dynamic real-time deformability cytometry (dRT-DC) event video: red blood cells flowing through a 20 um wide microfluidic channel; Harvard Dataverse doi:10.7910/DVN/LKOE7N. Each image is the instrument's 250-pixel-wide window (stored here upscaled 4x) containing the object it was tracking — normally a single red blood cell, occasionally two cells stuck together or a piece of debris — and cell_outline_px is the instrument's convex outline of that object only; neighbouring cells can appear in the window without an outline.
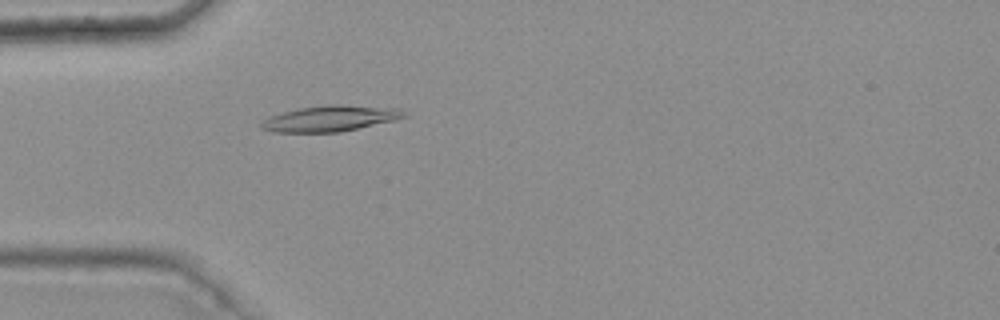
{"species": "common noctule bat (a hibernating species)", "species_latin": "Nyctalus noctula", "temperature_condition": "warm", "stored_images_in_passage": 38, "camera_frame_rate_fps": 3000, "um_per_image_px": 0.085, "animal": {"sex": "female", "body_mass_g": 25.1}, "frame": {"image": 1, "passage_image": 5, "time_ms": 1.333, "image_size_px": [1000, 320], "cell_outline_px": [[408, 116], [392, 120], [340, 132], [272, 132], [260, 128], [260, 124], [268, 116], [300, 108], [328, 104], [340, 104], [400, 108]], "centroid_in_image_um": [28.04, 10.06], "position_along_channel_um": 57.0, "area_um2": 21.39}}
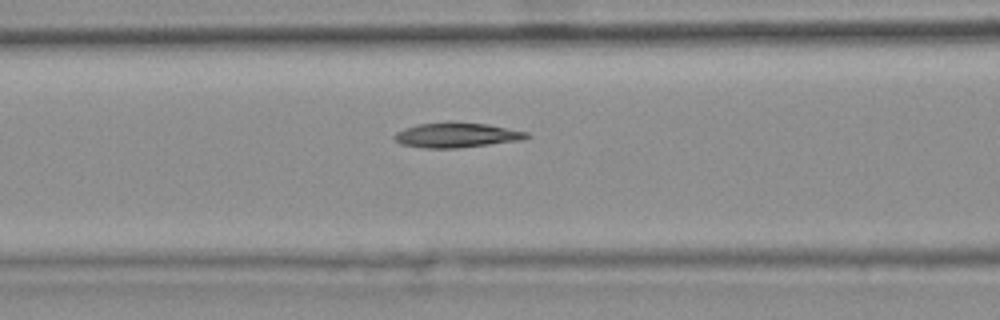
{"frame": {"image": 2, "passage_image": 11, "time_ms": 3.333, "image_size_px": [1000, 320], "cell_outline_px": [[532, 136], [524, 140], [456, 148], [424, 148], [400, 144], [392, 136], [396, 132], [404, 128], [416, 124], [448, 120], [488, 124], [528, 132]], "centroid_in_image_um": [38.81, 11.46], "position_along_channel_um": 127.8, "area_um2": 19.71}}
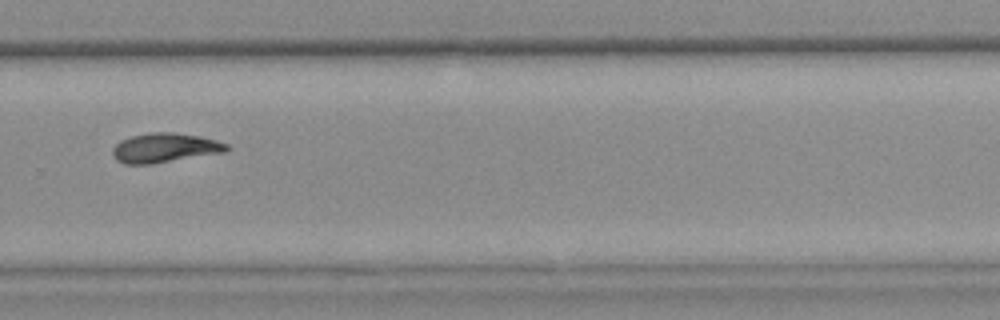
{"frame": {"image": 3, "passage_image": 26, "time_ms": 8.333, "image_size_px": [1000, 320], "cell_outline_px": [[232, 148], [228, 152], [152, 164], [124, 164], [116, 160], [112, 156], [112, 148], [120, 140], [132, 136], [152, 132], [172, 132], [200, 136], [216, 140], [228, 144]], "centroid_in_image_um": [14.04, 12.57], "position_along_channel_um": 315.8, "area_um2": 19.88}, "authors_computed_cell_mechanics": {"area_um2": 18.7561, "velocity_mm_per_s": 3.7738, "shape_relaxation_time_tau1_ms": null, "shape_relaxation_time_tau2_ms": 8.7587, "deformation_change_tau1": null, "deformation_change_tau2": 0.1361}}